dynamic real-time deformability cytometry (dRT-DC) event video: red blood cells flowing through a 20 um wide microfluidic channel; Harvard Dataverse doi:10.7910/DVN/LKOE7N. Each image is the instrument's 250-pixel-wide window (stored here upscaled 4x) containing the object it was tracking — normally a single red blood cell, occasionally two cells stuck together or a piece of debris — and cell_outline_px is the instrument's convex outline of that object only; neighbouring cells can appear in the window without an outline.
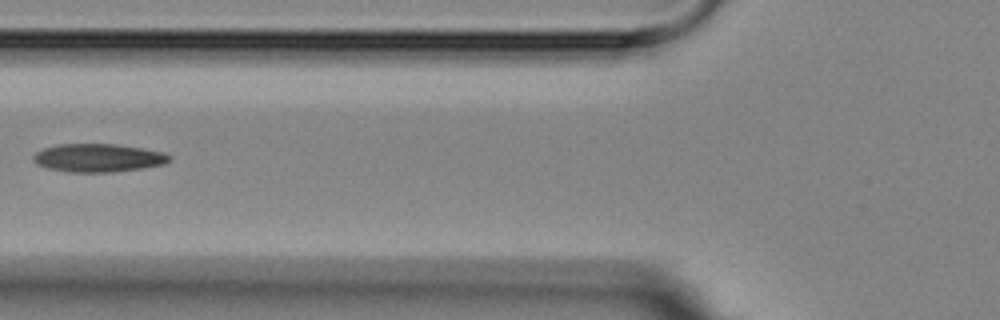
{"species": "Egyptian fruit bat (a non-hibernating species)", "species_latin": "Rousettus aegyptiacus", "temperature_condition": "room temperature", "stored_images_in_passage": 10, "camera_frame_rate_fps": 3000, "um_per_image_px": 0.085, "animal": {"sex": "female"}, "frame": {"image": 1, "passage_image": 6, "time_ms": 5.667, "image_size_px": [1000, 320], "cell_outline_px": [[172, 160], [164, 164], [140, 168], [112, 172], [68, 172], [48, 168], [36, 164], [32, 160], [32, 156], [36, 152], [44, 148], [60, 144], [116, 144], [164, 152], [172, 156]], "centroid_in_image_um": [8.34, 13.42], "position_along_channel_um": 117.5, "area_um2": 22.37}}
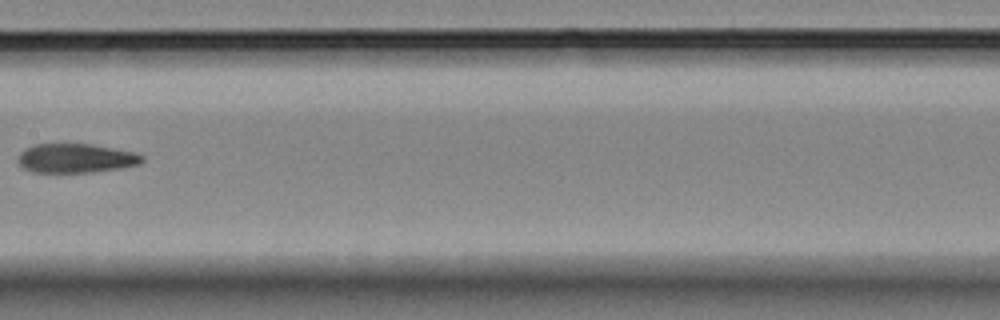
{"frame": {"image": 2, "passage_image": 8, "time_ms": 8.0, "image_size_px": [1000, 320], "cell_outline_px": [[144, 160], [140, 164], [120, 168], [92, 172], [32, 172], [24, 168], [16, 160], [20, 152], [24, 148], [32, 144], [92, 144], [132, 152], [144, 156]], "centroid_in_image_um": [6.41, 13.45], "position_along_channel_um": 201.0, "area_um2": 21.1}}
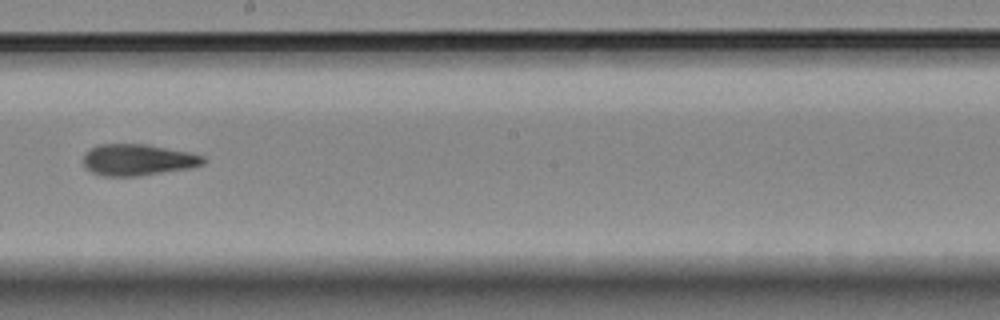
{"frame": {"image": 3, "passage_image": 9, "time_ms": 9.0, "image_size_px": [1000, 320], "cell_outline_px": [[208, 160], [204, 164], [192, 168], [140, 176], [104, 176], [92, 172], [84, 168], [84, 152], [96, 144], [144, 144], [188, 152], [204, 156]], "centroid_in_image_um": [11.72, 13.59], "position_along_channel_um": 236.5, "area_um2": 22.2}}